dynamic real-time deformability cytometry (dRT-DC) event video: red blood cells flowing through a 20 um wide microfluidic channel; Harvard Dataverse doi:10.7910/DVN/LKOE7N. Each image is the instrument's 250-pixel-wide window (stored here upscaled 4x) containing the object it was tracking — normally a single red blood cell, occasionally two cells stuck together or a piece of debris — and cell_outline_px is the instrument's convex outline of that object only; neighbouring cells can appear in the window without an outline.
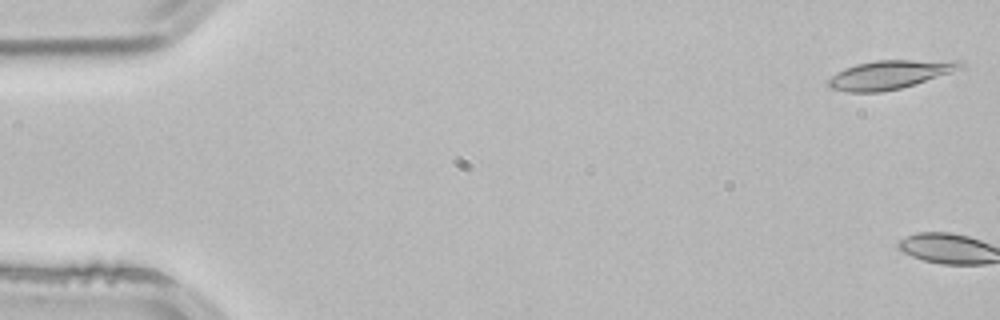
{"species": "common noctule bat (a hibernating species)", "species_latin": "Nyctalus noctula", "temperature_condition": "room temperature", "stored_images_in_passage": 4, "camera_frame_rate_fps": 3000, "um_per_image_px": 0.085, "animal": {"sex": "male", "body_mass_g": 21.5, "forearm_length_mm": 52.0}, "frame": {"image": 1, "passage_image": 1, "time_ms": 0.0, "image_size_px": [1000, 320], "cell_outline_px": [[968, 64], [964, 68], [916, 84], [900, 88], [880, 92], [848, 92], [832, 88], [828, 84], [828, 80], [836, 72], [844, 68], [856, 64], [876, 60], [964, 60]], "centroid_in_image_um": [75.72, 6.32], "position_along_channel_um": 9.3, "area_um2": 22.31}}